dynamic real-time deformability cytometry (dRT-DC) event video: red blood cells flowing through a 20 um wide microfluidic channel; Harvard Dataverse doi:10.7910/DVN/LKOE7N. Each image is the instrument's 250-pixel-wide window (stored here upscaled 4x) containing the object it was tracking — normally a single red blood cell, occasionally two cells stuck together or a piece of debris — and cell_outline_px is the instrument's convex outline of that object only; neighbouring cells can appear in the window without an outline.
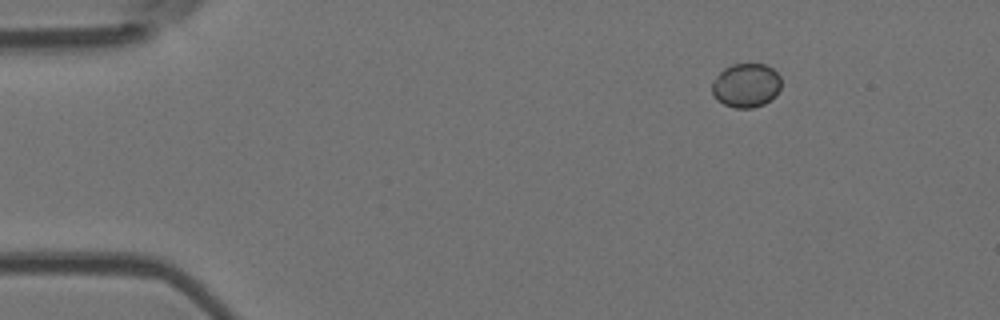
{"species": "Egyptian fruit bat (a non-hibernating species)", "species_latin": "Rousettus aegyptiacus", "temperature_condition": "room temperature", "stored_images_in_passage": 7, "camera_frame_rate_fps": 3000, "um_per_image_px": 0.085, "animal": {"sex": "female"}, "frame": {"image": 1, "passage_image": 1, "time_ms": 0.0, "image_size_px": [1000, 320], "cell_outline_px": [[780, 88], [776, 96], [764, 104], [752, 108], [736, 108], [724, 104], [716, 100], [712, 92], [712, 84], [716, 76], [724, 68], [732, 64], [764, 64], [772, 68], [780, 76]], "centroid_in_image_um": [63.42, 7.26], "position_along_channel_um": 21.6, "area_um2": 17.8}}
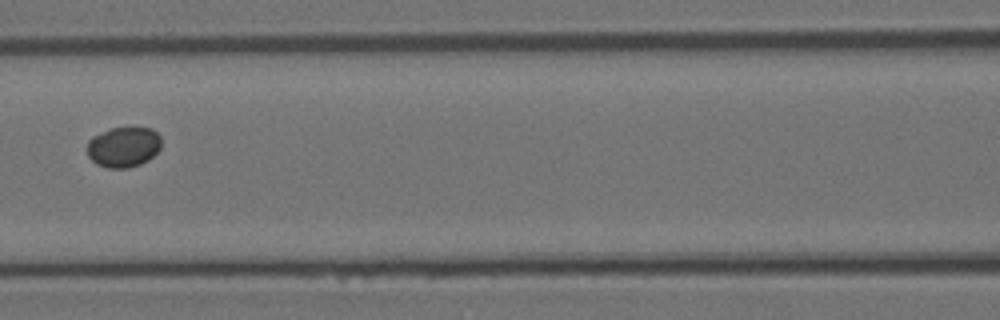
{"frame": {"image": 2, "passage_image": 6, "time_ms": 5.667, "image_size_px": [1000, 320], "cell_outline_px": [[160, 148], [148, 160], [140, 164], [128, 168], [108, 168], [96, 164], [88, 156], [88, 140], [92, 136], [112, 128], [152, 128], [160, 136]], "centroid_in_image_um": [10.49, 12.5], "position_along_channel_um": 156.1, "area_um2": 17.34}}
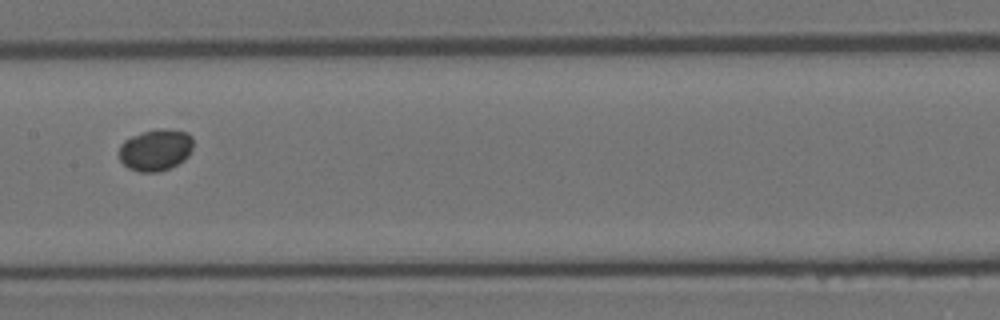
{"frame": {"image": 3, "passage_image": 7, "time_ms": 6.667, "image_size_px": [1000, 320], "cell_outline_px": [[192, 148], [188, 156], [184, 160], [160, 172], [140, 172], [128, 168], [120, 160], [120, 144], [124, 140], [132, 136], [156, 128], [168, 128], [188, 132], [192, 136]], "centroid_in_image_um": [13.23, 12.73], "position_along_channel_um": 194.2, "area_um2": 18.09}}